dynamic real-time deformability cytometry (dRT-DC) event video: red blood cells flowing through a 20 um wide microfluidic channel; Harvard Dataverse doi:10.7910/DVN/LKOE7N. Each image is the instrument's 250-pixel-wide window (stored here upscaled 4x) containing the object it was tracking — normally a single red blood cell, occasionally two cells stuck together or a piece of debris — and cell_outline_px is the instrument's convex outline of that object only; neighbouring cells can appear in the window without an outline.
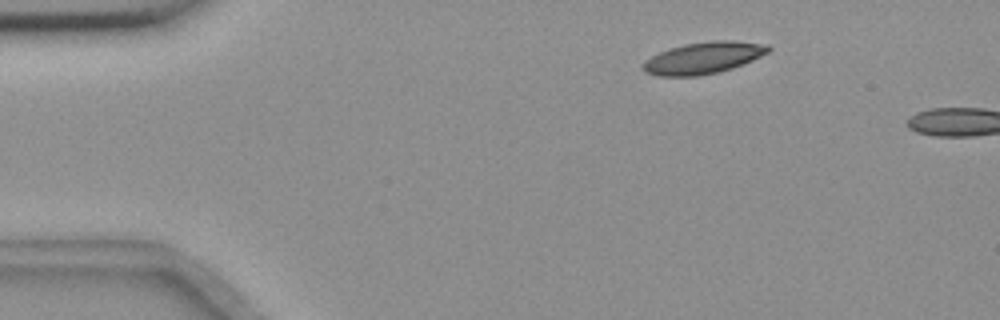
{"species": "common noctule bat (a hibernating species)", "species_latin": "Nyctalus noctula", "temperature_condition": "room temperature", "stored_images_in_passage": 3, "camera_frame_rate_fps": 3000, "um_per_image_px": 0.085, "animal": {"sex": "female", "body_mass_g": 18.4}, "frame": {"image": 1, "passage_image": 1, "time_ms": 0.0, "image_size_px": [1000, 320], "cell_outline_px": [[772, 48], [768, 52], [752, 60], [732, 68], [716, 72], [696, 76], [660, 76], [644, 72], [644, 60], [668, 48], [684, 44], [712, 40], [732, 40], [768, 44]], "centroid_in_image_um": [59.8, 4.9], "position_along_channel_um": 25.2, "area_um2": 23.06}}